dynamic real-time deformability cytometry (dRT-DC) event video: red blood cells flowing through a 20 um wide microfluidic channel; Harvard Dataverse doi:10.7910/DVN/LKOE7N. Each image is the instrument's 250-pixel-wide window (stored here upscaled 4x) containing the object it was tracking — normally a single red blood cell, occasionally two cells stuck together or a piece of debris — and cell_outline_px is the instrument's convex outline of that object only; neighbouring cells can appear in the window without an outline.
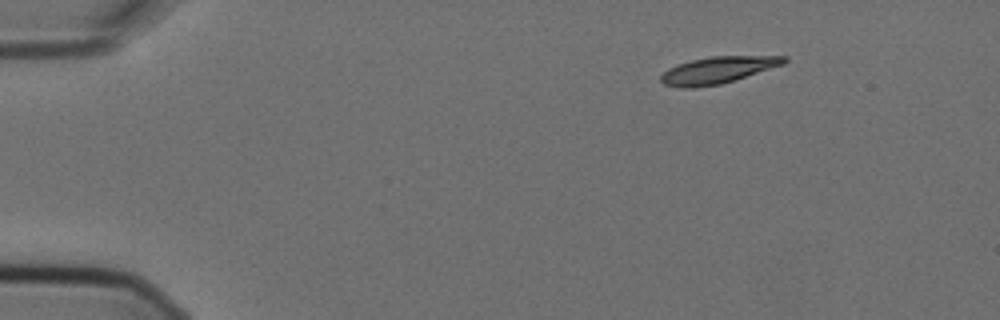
{"species": "Egyptian fruit bat (a non-hibernating species)", "species_latin": "Rousettus aegyptiacus", "temperature_condition": "cold", "stored_images_in_passage": 3, "camera_frame_rate_fps": 3000, "um_per_image_px": 0.085, "animal": {"sex": "female"}, "frame": {"image": 1, "passage_image": 1, "time_ms": 0.0, "image_size_px": [1000, 320], "cell_outline_px": [[788, 60], [784, 64], [720, 84], [692, 88], [680, 88], [664, 84], [660, 80], [660, 76], [668, 68], [692, 60], [712, 56], [788, 56]], "centroid_in_image_um": [61.0, 5.96], "position_along_channel_um": 24.0, "area_um2": 18.96}}